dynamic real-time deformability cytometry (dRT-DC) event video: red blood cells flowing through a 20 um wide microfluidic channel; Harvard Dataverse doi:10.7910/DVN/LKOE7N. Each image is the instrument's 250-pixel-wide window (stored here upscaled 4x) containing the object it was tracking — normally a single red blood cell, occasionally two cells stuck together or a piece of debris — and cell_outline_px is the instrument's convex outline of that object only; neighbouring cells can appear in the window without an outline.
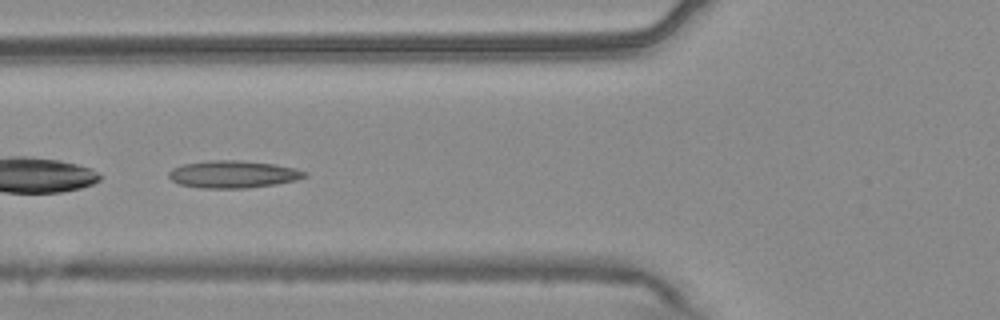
{"species": "common noctule bat (a hibernating species)", "species_latin": "Nyctalus noctula", "temperature_condition": "warm", "stored_images_in_passage": 29, "camera_frame_rate_fps": 3000, "um_per_image_px": 0.085, "animal": {"sex": "male", "body_mass_g": 20.4}, "frame": {"image": 1, "passage_image": 5, "time_ms": 1.333, "image_size_px": [1000, 320], "cell_outline_px": [[308, 176], [296, 180], [276, 184], [244, 188], [200, 188], [180, 184], [172, 180], [168, 176], [168, 172], [172, 168], [184, 164], [208, 160], [236, 160], [276, 164], [296, 168], [304, 172]], "centroid_in_image_um": [19.81, 14.81], "position_along_channel_um": 106.0, "area_um2": 21.62}, "authors_computed_cell_mechanics": {"area_um2": 20.23, "velocity_mm_per_s": 3.726, "shape_relaxation_time_tau1_ms": null, "shape_relaxation_time_tau2_ms": 3.9731, "deformation_change_tau1": null, "deformation_change_tau2": 0.1158}}